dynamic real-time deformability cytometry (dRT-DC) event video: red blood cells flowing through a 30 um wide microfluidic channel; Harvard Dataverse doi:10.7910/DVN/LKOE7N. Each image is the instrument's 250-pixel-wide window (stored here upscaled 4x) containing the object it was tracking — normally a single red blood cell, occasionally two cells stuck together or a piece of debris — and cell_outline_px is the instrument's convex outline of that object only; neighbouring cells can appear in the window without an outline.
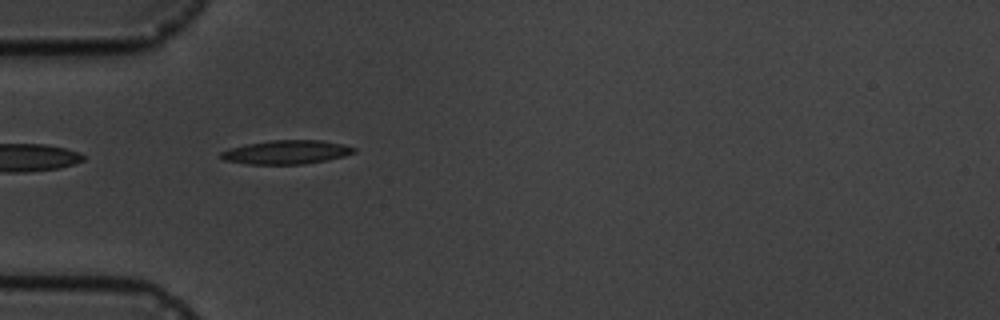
{"species": "common noctule bat (a hibernating species)", "species_latin": "Nyctalus noctula", "temperature_condition": "cold", "stored_images_in_passage": 4, "camera_frame_rate_fps": 3000, "um_per_image_px": 0.085, "animal": {"sex": "male", "body_mass_g": 19.5, "forearm_length_mm": 54.6}, "frame": {"image": 1, "passage_image": 3, "time_ms": 2.333, "image_size_px": [1000, 320], "cell_outline_px": [[356, 152], [344, 156], [328, 160], [304, 164], [248, 164], [224, 160], [220, 156], [220, 152], [244, 144], [272, 140], [324, 140], [344, 144], [356, 148]], "centroid_in_image_um": [24.39, 12.93], "position_along_channel_um": 60.6, "area_um2": 18.55}}